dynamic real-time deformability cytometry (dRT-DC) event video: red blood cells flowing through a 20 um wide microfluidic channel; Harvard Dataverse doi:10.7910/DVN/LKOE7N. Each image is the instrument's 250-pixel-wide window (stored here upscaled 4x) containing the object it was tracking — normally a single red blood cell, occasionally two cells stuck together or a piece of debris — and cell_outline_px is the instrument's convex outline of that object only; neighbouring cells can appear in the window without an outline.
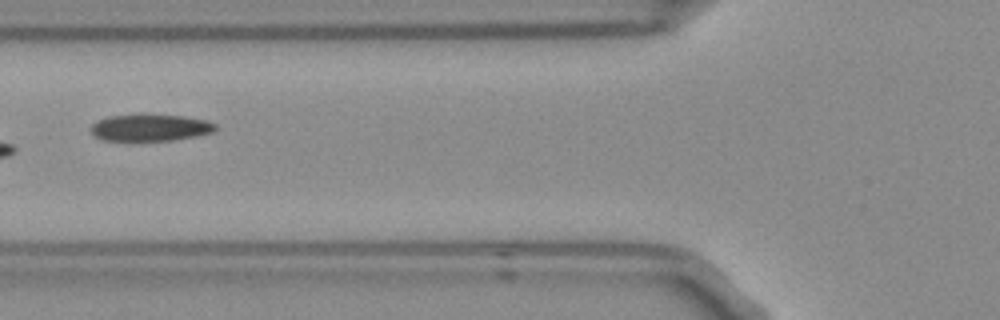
{"species": "Egyptian fruit bat (a non-hibernating species)", "species_latin": "Rousettus aegyptiacus", "temperature_condition": "room temperature", "stored_images_in_passage": 8, "camera_frame_rate_fps": 3000, "um_per_image_px": 0.085, "frame": {"image": 1, "passage_image": 5, "time_ms": 1.333, "image_size_px": [1000, 320], "cell_outline_px": [[216, 128], [212, 132], [196, 136], [172, 140], [100, 140], [92, 132], [92, 124], [96, 120], [108, 116], [140, 112], [144, 112], [184, 116], [208, 120], [216, 124]], "centroid_in_image_um": [12.76, 10.8], "position_along_channel_um": 113.0, "area_um2": 20.06}}